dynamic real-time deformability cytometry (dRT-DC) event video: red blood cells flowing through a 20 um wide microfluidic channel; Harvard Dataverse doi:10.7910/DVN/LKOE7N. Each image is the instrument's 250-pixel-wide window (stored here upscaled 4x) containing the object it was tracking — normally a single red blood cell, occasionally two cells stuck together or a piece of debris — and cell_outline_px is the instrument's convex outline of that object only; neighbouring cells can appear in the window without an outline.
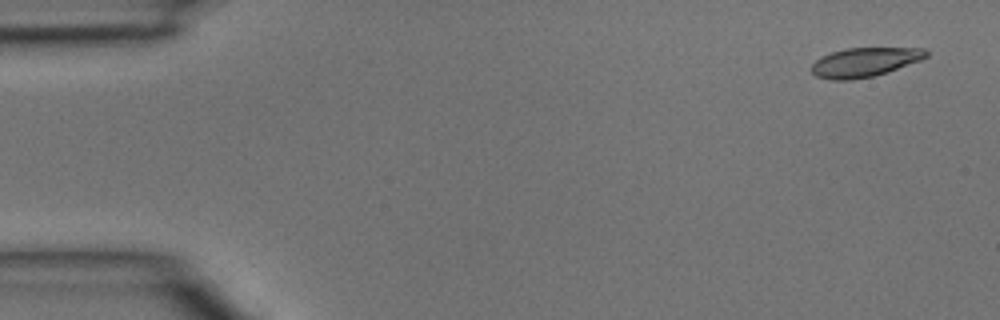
{"species": "common noctule bat (a hibernating species)", "species_latin": "Nyctalus noctula", "temperature_condition": "room temperature", "stored_images_in_passage": 5, "camera_frame_rate_fps": 3000, "um_per_image_px": 0.085, "animal": {"sex": "male", "body_mass_g": 15.6}, "frame": {"image": 1, "passage_image": 1, "time_ms": 0.0, "image_size_px": [1000, 320], "cell_outline_px": [[928, 56], [920, 60], [888, 72], [872, 76], [852, 80], [832, 80], [816, 76], [812, 72], [812, 64], [816, 60], [832, 52], [848, 48], [924, 48], [928, 52]], "centroid_in_image_um": [73.51, 5.29], "position_along_channel_um": 11.5, "area_um2": 19.31}}
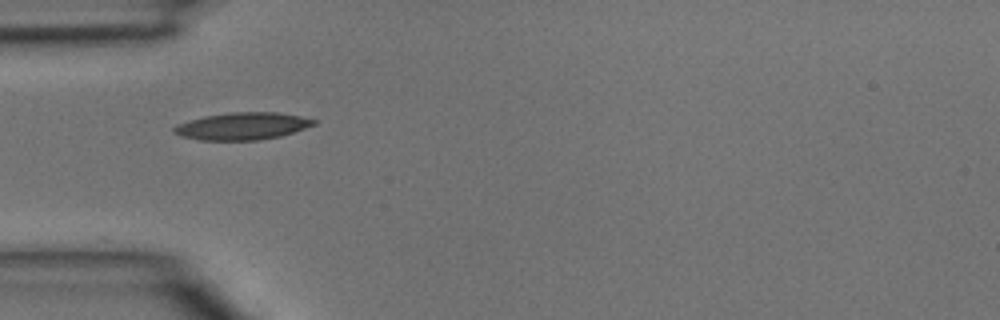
{"frame": {"image": 2, "passage_image": 4, "time_ms": 1.0, "image_size_px": [1000, 320], "cell_outline_px": [[316, 124], [280, 136], [260, 140], [200, 140], [180, 136], [172, 132], [172, 128], [176, 124], [188, 120], [204, 116], [232, 112], [276, 112], [300, 116], [316, 120]], "centroid_in_image_um": [20.55, 10.72], "position_along_channel_um": 64.5, "area_um2": 22.2}}